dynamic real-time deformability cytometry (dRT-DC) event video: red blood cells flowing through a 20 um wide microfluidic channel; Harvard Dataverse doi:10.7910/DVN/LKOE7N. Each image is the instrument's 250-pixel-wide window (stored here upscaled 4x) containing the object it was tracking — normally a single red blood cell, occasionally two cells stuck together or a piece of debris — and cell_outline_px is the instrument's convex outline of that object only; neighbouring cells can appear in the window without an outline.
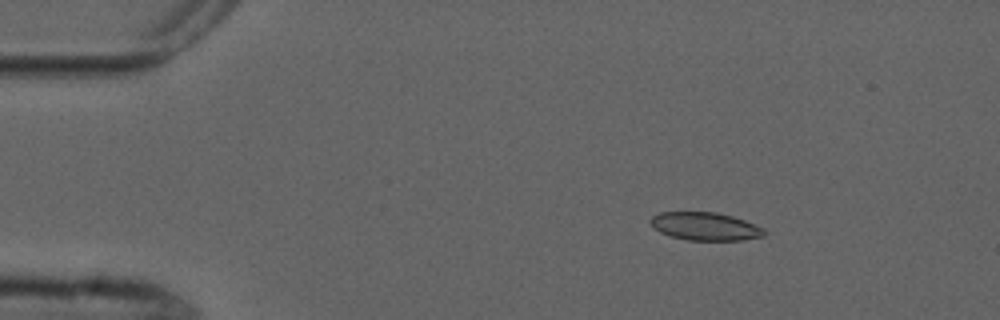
{"species": "common noctule bat (a hibernating species)", "species_latin": "Nyctalus noctula", "temperature_condition": "cold", "stored_images_in_passage": 4, "camera_frame_rate_fps": 3000, "um_per_image_px": 0.085, "animal": {"sex": "male", "forearm_length_mm": 52.5}, "frame": {"image": 1, "passage_image": 2, "time_ms": 1.0, "image_size_px": [1000, 320], "cell_outline_px": [[768, 232], [764, 236], [740, 240], [688, 240], [672, 236], [660, 232], [648, 220], [652, 216], [660, 212], [716, 212], [732, 216], [744, 220], [764, 228]], "centroid_in_image_um": [59.97, 19.23], "position_along_channel_um": 25.0, "area_um2": 18.5}}